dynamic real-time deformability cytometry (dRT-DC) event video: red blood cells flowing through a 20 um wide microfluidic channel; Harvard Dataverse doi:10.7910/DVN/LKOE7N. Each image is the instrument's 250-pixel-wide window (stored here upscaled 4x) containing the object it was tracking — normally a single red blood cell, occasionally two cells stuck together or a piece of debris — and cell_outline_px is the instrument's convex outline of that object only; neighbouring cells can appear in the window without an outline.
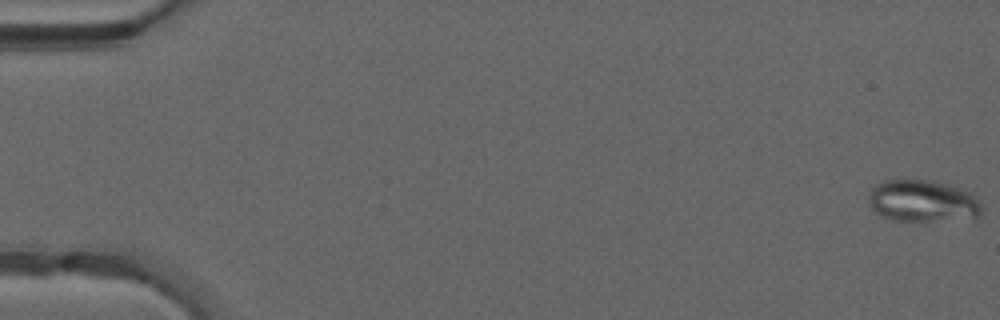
{"species": "common noctule bat (a hibernating species)", "species_latin": "Nyctalus noctula", "temperature_condition": "warm", "stored_images_in_passage": 29, "camera_frame_rate_fps": 3000, "um_per_image_px": 0.085, "animal": {"sex": "male", "forearm_length_mm": 52.5}, "frame": {"image": 1, "passage_image": 1, "time_ms": 0.0, "image_size_px": [1000, 320], "cell_outline_px": [[980, 212], [976, 220], [892, 220], [876, 212], [872, 208], [868, 200], [868, 196], [872, 188], [876, 184], [884, 180], [932, 180], [964, 188], [980, 204]], "centroid_in_image_um": [78.44, 17.08], "position_along_channel_um": 6.6, "area_um2": 27.63}}
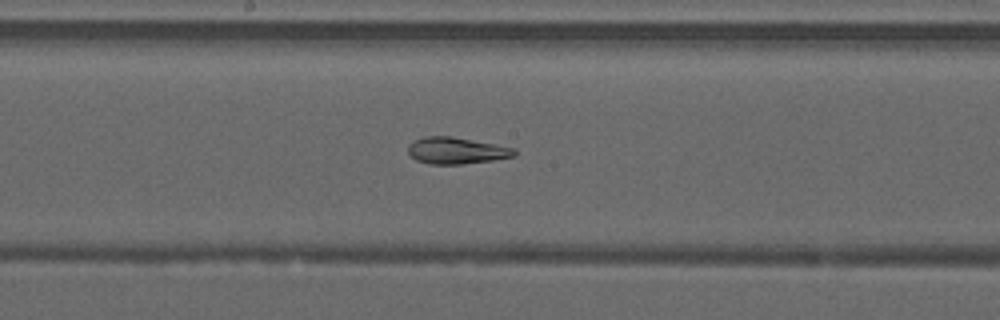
{"frame": {"image": 2, "passage_image": 27, "time_ms": 8.667, "image_size_px": [1000, 320], "cell_outline_px": [[516, 156], [492, 160], [464, 164], [428, 164], [416, 160], [408, 152], [408, 144], [424, 136], [452, 136], [516, 148]], "centroid_in_image_um": [38.8, 12.8], "position_along_channel_um": 209.4, "area_um2": 16.53}}